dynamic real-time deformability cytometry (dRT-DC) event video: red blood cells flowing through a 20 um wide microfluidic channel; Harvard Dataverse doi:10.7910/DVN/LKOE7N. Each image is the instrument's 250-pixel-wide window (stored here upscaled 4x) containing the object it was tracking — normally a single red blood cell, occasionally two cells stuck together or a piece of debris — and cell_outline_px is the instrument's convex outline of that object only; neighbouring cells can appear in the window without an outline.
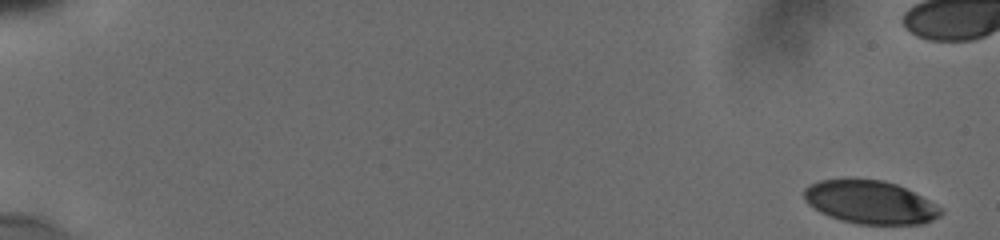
{"species": "human", "species_latin": "Homo sapiens", "temperature_condition": "cold", "stored_images_in_passage": 33, "segment_of_instrument_passage": [1, 2], "camera_frame_rate_fps": 3000, "um_per_image_px": 0.085, "donor": {"sex": "male"}, "frame": {"image": 1, "passage_image": 1, "time_ms": 0.0, "image_size_px": [1000, 240], "cell_outline_px": [[944, 212], [940, 216], [924, 224], [856, 224], [840, 220], [828, 216], [820, 212], [808, 204], [804, 200], [804, 188], [808, 184], [820, 180], [884, 180], [896, 184], [928, 200], [940, 208]], "centroid_in_image_um": [73.93, 17.21], "position_along_channel_um": 11.1, "area_um2": 34.16}}
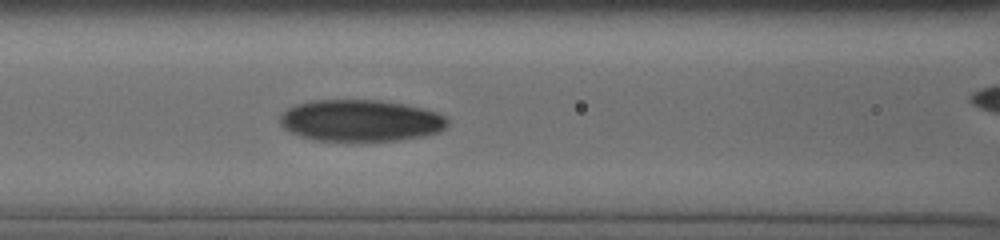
{"frame": {"image": 2, "passage_image": 24, "time_ms": 8.333, "image_size_px": [1000, 240], "cell_outline_px": [[448, 124], [440, 132], [424, 136], [400, 140], [312, 140], [300, 136], [284, 128], [280, 124], [280, 116], [288, 108], [296, 104], [312, 100], [380, 100], [404, 104], [424, 108], [436, 112], [444, 116], [448, 120]], "centroid_in_image_um": [30.66, 10.24], "position_along_channel_um": 135.9, "area_um2": 40.63}}
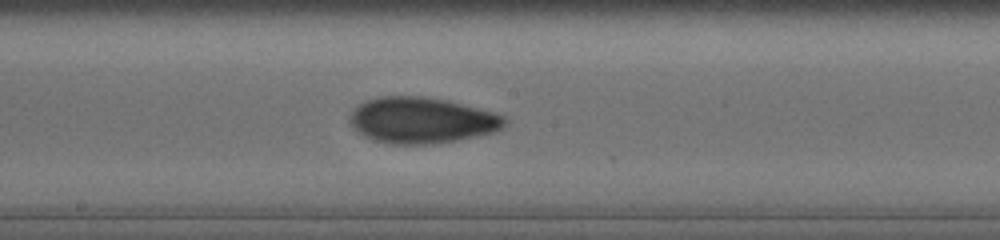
{"frame": {"image": 3, "passage_image": 29, "time_ms": 10.333, "image_size_px": [1000, 240], "cell_outline_px": [[508, 124], [504, 128], [496, 132], [456, 140], [432, 144], [392, 144], [376, 140], [364, 136], [352, 128], [348, 120], [348, 116], [360, 104], [368, 100], [380, 96], [424, 96], [444, 100], [496, 112], [504, 116], [508, 120]], "centroid_in_image_um": [35.88, 10.23], "position_along_channel_um": 212.3, "area_um2": 41.67}}